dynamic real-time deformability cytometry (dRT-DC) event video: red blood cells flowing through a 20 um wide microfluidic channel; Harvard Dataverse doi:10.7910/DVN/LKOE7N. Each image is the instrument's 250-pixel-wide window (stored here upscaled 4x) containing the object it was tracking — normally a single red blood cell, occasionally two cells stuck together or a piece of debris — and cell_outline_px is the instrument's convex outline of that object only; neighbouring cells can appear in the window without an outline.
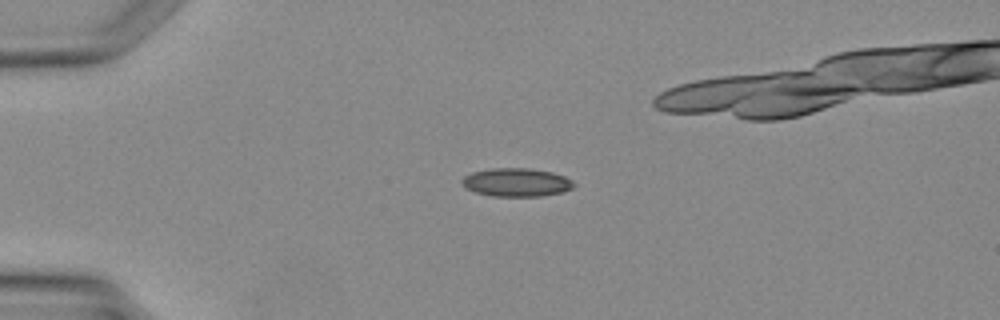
{"species": "Egyptian fruit bat (a non-hibernating species)", "species_latin": "Rousettus aegyptiacus", "temperature_condition": "warm", "stored_images_in_passage": 3, "camera_frame_rate_fps": 3000, "um_per_image_px": 0.085, "animal": {"sex": "female"}, "frame": {"image": 1, "passage_image": 3, "time_ms": 2.667, "image_size_px": [1000, 320], "cell_outline_px": [[576, 184], [572, 188], [564, 192], [540, 196], [492, 196], [476, 192], [464, 188], [460, 184], [460, 180], [464, 176], [472, 172], [492, 168], [528, 168], [552, 172], [564, 176], [572, 180]], "centroid_in_image_um": [43.88, 15.5], "position_along_channel_um": 41.1, "area_um2": 18.67}}